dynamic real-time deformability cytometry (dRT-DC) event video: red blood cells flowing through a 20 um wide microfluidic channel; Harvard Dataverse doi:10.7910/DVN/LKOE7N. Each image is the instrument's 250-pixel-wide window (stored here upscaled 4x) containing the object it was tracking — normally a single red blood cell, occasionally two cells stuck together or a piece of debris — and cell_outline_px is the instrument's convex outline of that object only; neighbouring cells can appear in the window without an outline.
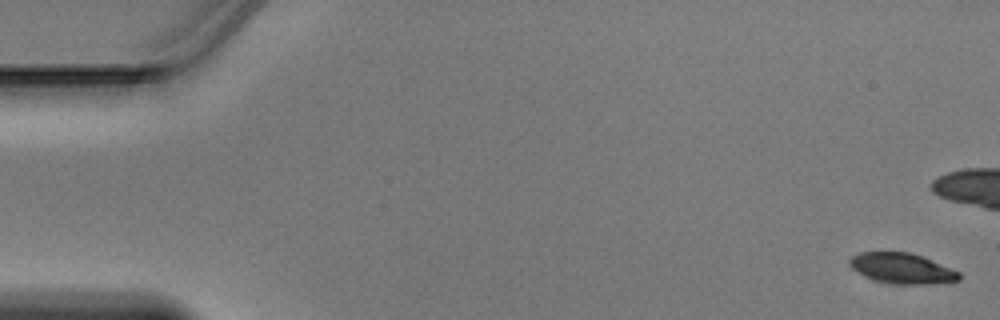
{"species": "Egyptian fruit bat (a non-hibernating species)", "species_latin": "Rousettus aegyptiacus", "temperature_condition": "warm", "stored_images_in_passage": 39, "camera_frame_rate_fps": 3000, "um_per_image_px": 0.085, "animal": {"sex": "male"}, "frame": {"image": 1, "passage_image": 1, "time_ms": 0.0, "image_size_px": [1000, 320], "cell_outline_px": [[960, 280], [924, 284], [892, 284], [872, 280], [856, 272], [848, 264], [848, 260], [852, 256], [860, 252], [912, 252], [960, 272]], "centroid_in_image_um": [76.61, 22.81], "position_along_channel_um": 8.4, "area_um2": 19.48}}
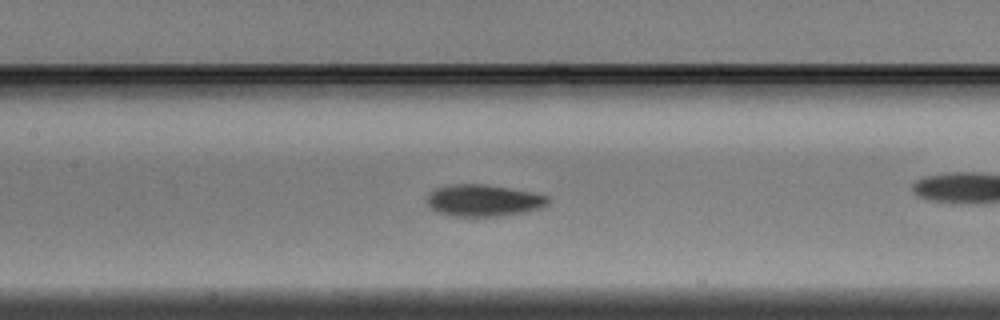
{"frame": {"image": 2, "passage_image": 22, "time_ms": 7.0, "image_size_px": [1000, 320], "cell_outline_px": [[552, 200], [548, 204], [540, 208], [528, 212], [496, 216], [452, 216], [436, 212], [428, 204], [428, 192], [436, 188], [452, 184], [480, 184], [508, 188], [532, 192], [548, 196]], "centroid_in_image_um": [41.12, 17.04], "position_along_channel_um": 166.3, "area_um2": 22.43}}
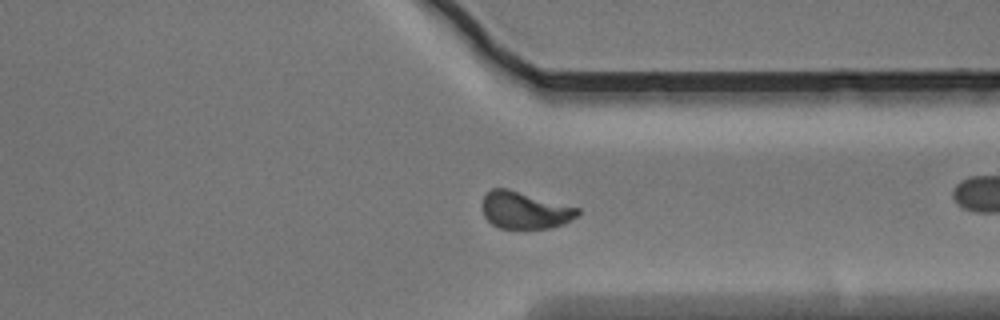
{"frame": {"image": 3, "passage_image": 36, "time_ms": 11.667, "image_size_px": [1000, 320], "cell_outline_px": [[580, 212], [572, 220], [564, 224], [552, 228], [500, 228], [492, 224], [484, 216], [480, 204], [484, 196], [492, 188], [508, 188], [580, 208]], "centroid_in_image_um": [44.6, 17.86], "position_along_channel_um": 366.8, "area_um2": 20.81}}